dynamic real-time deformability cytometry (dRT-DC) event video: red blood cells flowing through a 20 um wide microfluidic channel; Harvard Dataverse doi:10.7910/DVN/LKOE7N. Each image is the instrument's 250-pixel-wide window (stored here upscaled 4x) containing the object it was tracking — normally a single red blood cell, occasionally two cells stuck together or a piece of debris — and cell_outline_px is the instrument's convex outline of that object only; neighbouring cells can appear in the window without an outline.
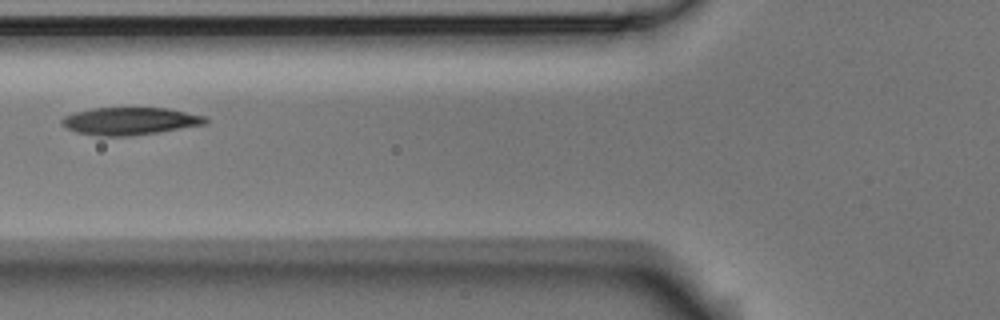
{"species": "Egyptian fruit bat (a non-hibernating species)", "species_latin": "Rousettus aegyptiacus", "temperature_condition": "room temperature", "stored_images_in_passage": 12, "camera_frame_rate_fps": 3000, "um_per_image_px": 0.085, "animal": {"sex": "male"}, "frame": {"image": 1, "passage_image": 3, "time_ms": 0.667, "image_size_px": [1000, 320], "cell_outline_px": [[208, 124], [160, 132], [128, 136], [100, 136], [76, 132], [60, 124], [60, 120], [64, 116], [76, 112], [92, 108], [168, 108], [204, 116], [208, 120]], "centroid_in_image_um": [11.05, 10.29], "position_along_channel_um": 114.7, "area_um2": 23.06}}
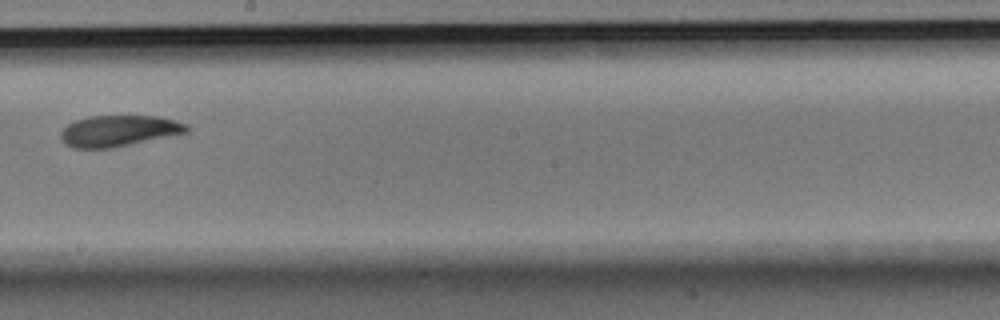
{"frame": {"image": 2, "passage_image": 6, "time_ms": 1.667, "image_size_px": [1000, 320], "cell_outline_px": [[188, 132], [108, 148], [76, 148], [64, 144], [60, 136], [60, 132], [68, 124], [76, 120], [88, 116], [156, 116], [188, 124]], "centroid_in_image_um": [10.05, 11.11], "position_along_channel_um": 238.2, "area_um2": 22.43}}
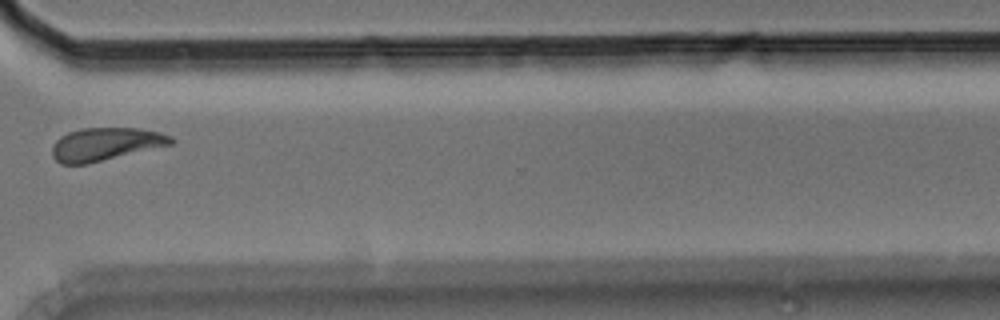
{"frame": {"image": 3, "passage_image": 9, "time_ms": 2.667, "image_size_px": [1000, 320], "cell_outline_px": [[176, 140], [172, 144], [88, 164], [60, 164], [52, 156], [52, 144], [60, 136], [68, 132], [80, 128], [136, 128], [160, 132], [172, 136]], "centroid_in_image_um": [8.95, 12.25], "position_along_channel_um": 361.6, "area_um2": 22.95}}